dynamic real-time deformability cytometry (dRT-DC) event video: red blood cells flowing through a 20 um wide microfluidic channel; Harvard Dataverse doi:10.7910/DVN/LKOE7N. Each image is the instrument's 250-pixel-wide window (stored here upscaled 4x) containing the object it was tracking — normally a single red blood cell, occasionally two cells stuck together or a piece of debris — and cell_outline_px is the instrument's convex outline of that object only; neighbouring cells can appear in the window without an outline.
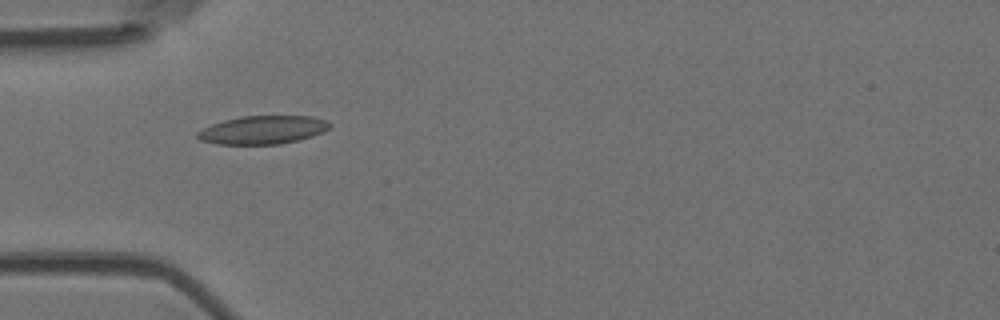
{"species": "Egyptian fruit bat (a non-hibernating species)", "species_latin": "Rousettus aegyptiacus", "temperature_condition": "room temperature", "stored_images_in_passage": 3, "camera_frame_rate_fps": 3000, "um_per_image_px": 0.085, "animal": {"sex": "female"}, "frame": {"image": 1, "passage_image": 2, "time_ms": 0.333, "image_size_px": [1000, 320], "cell_outline_px": [[332, 128], [324, 132], [300, 140], [280, 144], [220, 144], [200, 140], [196, 136], [196, 132], [212, 124], [224, 120], [240, 116], [312, 116], [328, 120], [332, 124]], "centroid_in_image_um": [22.4, 11.03], "position_along_channel_um": 62.6, "area_um2": 22.02}}
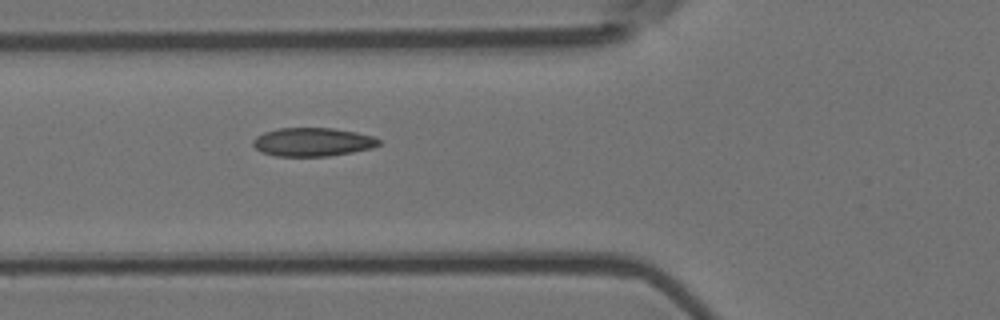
{"frame": {"image": 2, "passage_image": 3, "time_ms": 0.667, "image_size_px": [1000, 320], "cell_outline_px": [[380, 144], [372, 148], [352, 152], [328, 156], [276, 156], [264, 152], [256, 148], [252, 144], [252, 140], [256, 136], [264, 132], [280, 128], [332, 128], [356, 132], [372, 136], [380, 140]], "centroid_in_image_um": [26.57, 12.07], "position_along_channel_um": 99.2, "area_um2": 20.81}}